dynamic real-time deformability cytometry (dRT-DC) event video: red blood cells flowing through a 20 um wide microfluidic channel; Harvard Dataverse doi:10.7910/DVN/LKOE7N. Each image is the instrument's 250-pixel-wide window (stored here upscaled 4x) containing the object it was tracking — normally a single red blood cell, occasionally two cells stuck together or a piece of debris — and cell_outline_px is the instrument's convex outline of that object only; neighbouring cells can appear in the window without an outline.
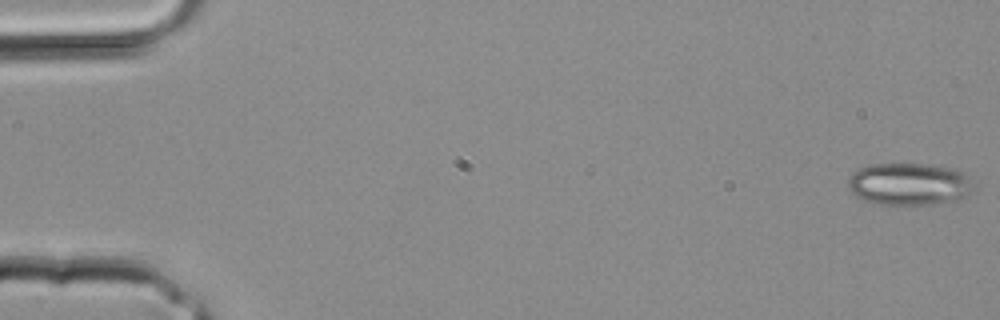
{"species": "common noctule bat (a hibernating species)", "species_latin": "Nyctalus noctula", "temperature_condition": "room temperature", "stored_images_in_passage": 3, "camera_frame_rate_fps": 3000, "um_per_image_px": 0.085, "animal": {"sex": "male", "body_mass_g": 20.4}, "frame": {"image": 1, "passage_image": 1, "time_ms": 0.0, "image_size_px": [1000, 320], "cell_outline_px": [[976, 192], [956, 200], [936, 204], [880, 204], [864, 200], [856, 196], [848, 188], [848, 180], [852, 172], [868, 164], [928, 164], [956, 168], [964, 172], [968, 176]], "centroid_in_image_um": [77.32, 15.64], "position_along_channel_um": 7.7, "area_um2": 31.27}}